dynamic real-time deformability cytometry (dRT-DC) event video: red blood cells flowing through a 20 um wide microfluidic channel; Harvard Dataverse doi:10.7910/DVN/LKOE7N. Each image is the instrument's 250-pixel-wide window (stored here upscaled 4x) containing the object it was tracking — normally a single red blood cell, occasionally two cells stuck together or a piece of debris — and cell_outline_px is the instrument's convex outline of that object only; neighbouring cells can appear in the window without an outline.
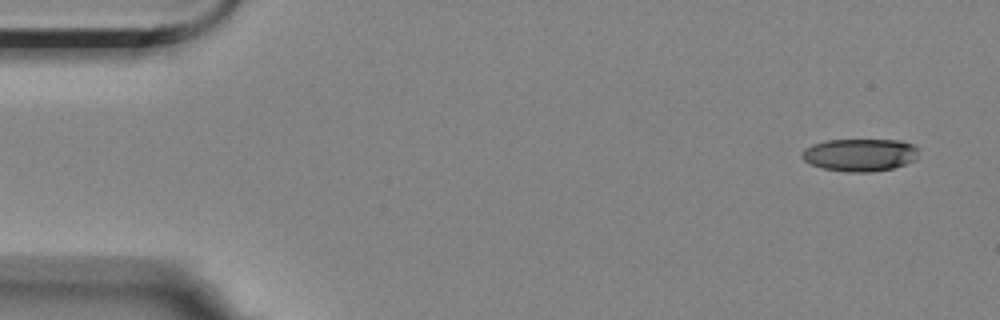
{"species": "Egyptian fruit bat (a non-hibernating species)", "species_latin": "Rousettus aegyptiacus", "temperature_condition": "room temperature", "stored_images_in_passage": 9, "camera_frame_rate_fps": 3000, "um_per_image_px": 0.085, "animal": {"sex": "female"}, "frame": {"image": 1, "passage_image": 1, "time_ms": 0.0, "image_size_px": [1000, 320], "cell_outline_px": [[920, 148], [916, 160], [892, 168], [872, 172], [844, 172], [824, 168], [812, 164], [804, 160], [800, 156], [800, 152], [804, 148], [812, 144], [824, 140], [900, 140], [912, 144]], "centroid_in_image_um": [73.09, 13.16], "position_along_channel_um": 11.9, "area_um2": 22.43}}
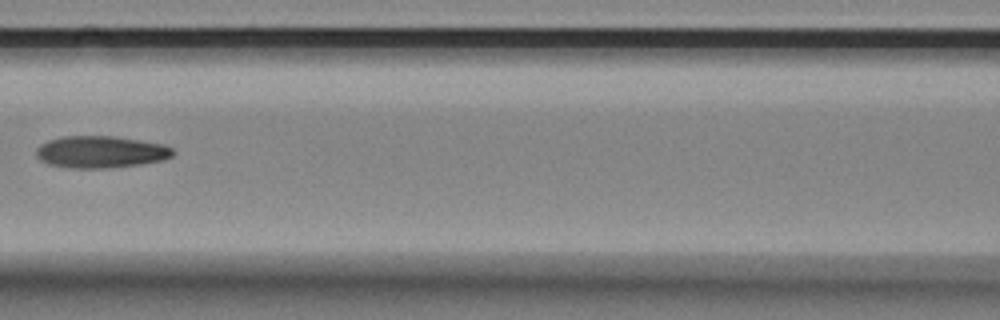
{"frame": {"image": 2, "passage_image": 7, "time_ms": 7.333, "image_size_px": [1000, 320], "cell_outline_px": [[176, 152], [172, 156], [164, 160], [140, 164], [108, 168], [72, 168], [48, 164], [40, 160], [36, 156], [36, 148], [40, 144], [48, 140], [60, 136], [112, 136], [140, 140], [164, 144], [172, 148]], "centroid_in_image_um": [8.56, 12.91], "position_along_channel_um": 158.0, "area_um2": 25.66}}
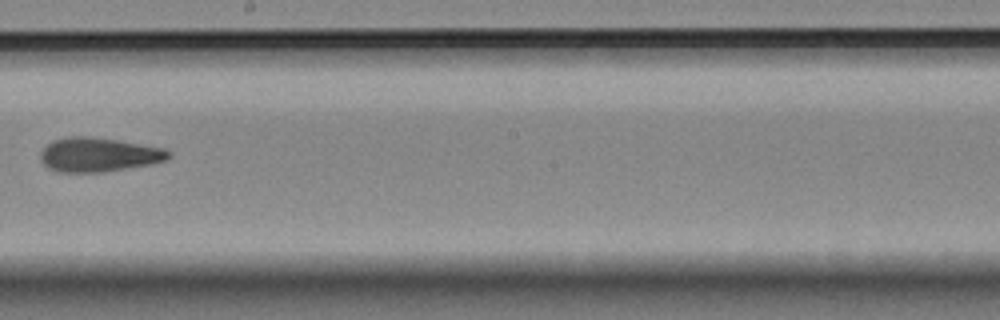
{"frame": {"image": 3, "passage_image": 9, "time_ms": 9.667, "image_size_px": [1000, 320], "cell_outline_px": [[172, 156], [168, 160], [152, 164], [104, 172], [56, 172], [48, 168], [40, 160], [40, 152], [52, 140], [68, 136], [88, 136], [116, 140], [164, 148], [172, 152]], "centroid_in_image_um": [8.39, 13.15], "position_along_channel_um": 239.8, "area_um2": 25.72}}